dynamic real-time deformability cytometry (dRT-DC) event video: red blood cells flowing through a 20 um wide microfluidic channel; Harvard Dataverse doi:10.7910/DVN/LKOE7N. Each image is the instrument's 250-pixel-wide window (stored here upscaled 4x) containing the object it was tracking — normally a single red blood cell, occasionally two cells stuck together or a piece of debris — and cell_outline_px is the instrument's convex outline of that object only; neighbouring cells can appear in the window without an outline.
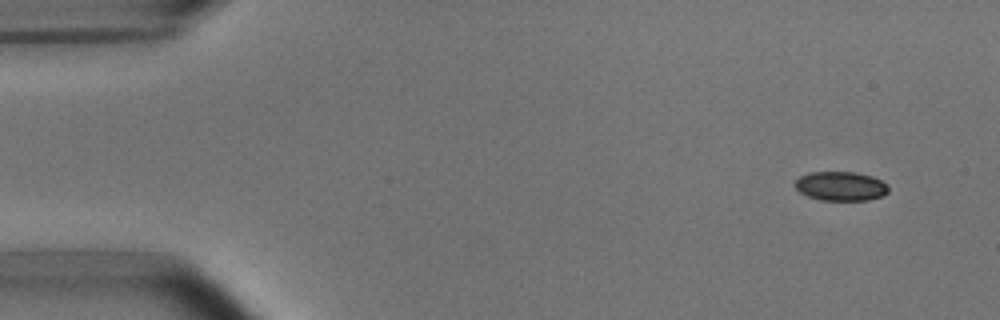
{"species": "common noctule bat (a hibernating species)", "species_latin": "Nyctalus noctula", "temperature_condition": "room temperature", "stored_images_in_passage": 4, "camera_frame_rate_fps": 3000, "um_per_image_px": 0.085, "animal": {"sex": "male", "body_mass_g": 15.6}, "frame": {"image": 1, "passage_image": 1, "time_ms": 0.0, "image_size_px": [1000, 320], "cell_outline_px": [[888, 192], [880, 196], [868, 200], [820, 200], [808, 196], [800, 192], [792, 184], [800, 176], [808, 172], [856, 172], [872, 176], [888, 184]], "centroid_in_image_um": [71.44, 15.81], "position_along_channel_um": 13.6, "area_um2": 15.95}}
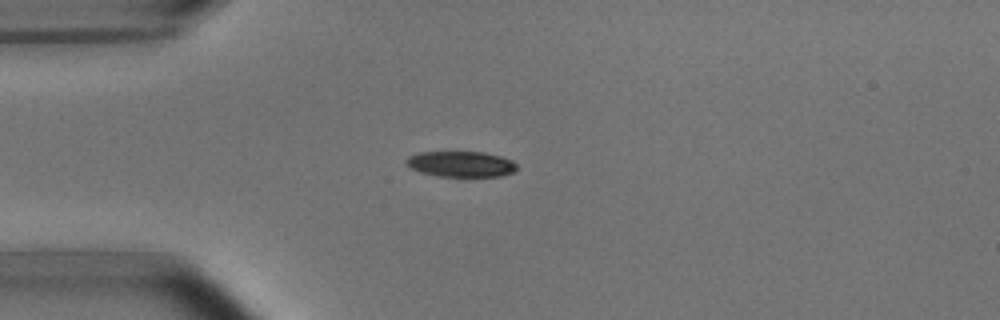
{"frame": {"image": 2, "passage_image": 4, "time_ms": 3.333, "image_size_px": [1000, 320], "cell_outline_px": [[516, 168], [512, 172], [500, 176], [436, 176], [420, 172], [408, 168], [404, 164], [404, 160], [408, 156], [420, 152], [484, 152], [500, 156], [512, 160], [516, 164]], "centroid_in_image_um": [39.1, 13.94], "position_along_channel_um": 45.9, "area_um2": 16.65}}